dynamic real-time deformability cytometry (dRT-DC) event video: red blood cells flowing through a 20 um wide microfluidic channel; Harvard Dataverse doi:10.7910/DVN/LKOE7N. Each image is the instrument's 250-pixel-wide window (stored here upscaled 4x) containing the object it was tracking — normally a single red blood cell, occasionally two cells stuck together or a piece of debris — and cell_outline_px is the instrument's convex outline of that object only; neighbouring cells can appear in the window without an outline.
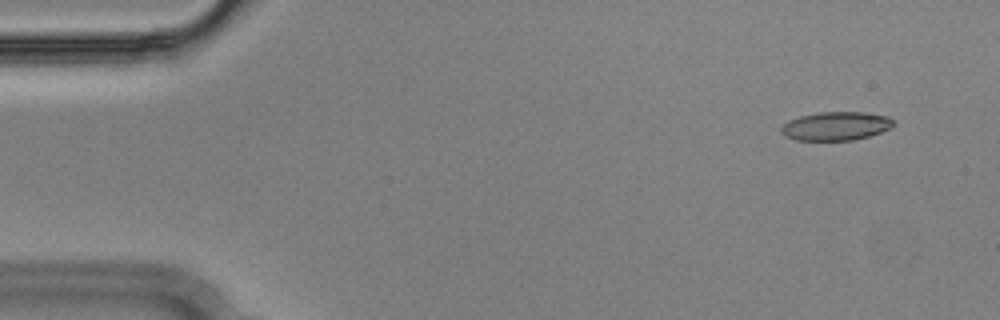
{"species": "Egyptian fruit bat (a non-hibernating species)", "species_latin": "Rousettus aegyptiacus", "temperature_condition": "cold", "stored_images_in_passage": 52, "camera_frame_rate_fps": 3000, "um_per_image_px": 0.085, "animal": {"sex": "male"}, "frame": {"image": 1, "passage_image": 1, "time_ms": 0.0, "image_size_px": [1000, 320], "cell_outline_px": [[892, 128], [868, 136], [852, 140], [796, 140], [784, 136], [780, 132], [780, 128], [784, 124], [800, 116], [820, 112], [864, 112], [888, 116], [892, 120]], "centroid_in_image_um": [71.04, 10.72], "position_along_channel_um": 14.0, "area_um2": 18.55}}
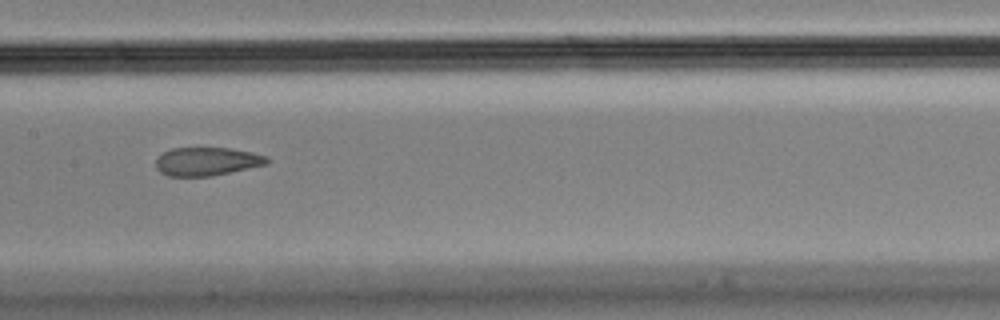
{"frame": {"image": 2, "passage_image": 24, "time_ms": 7.667, "image_size_px": [1000, 320], "cell_outline_px": [[268, 164], [212, 176], [168, 176], [160, 172], [156, 168], [156, 160], [164, 152], [172, 148], [232, 148], [252, 152], [268, 156]], "centroid_in_image_um": [17.61, 13.72], "position_along_channel_um": 189.8, "area_um2": 18.38}}
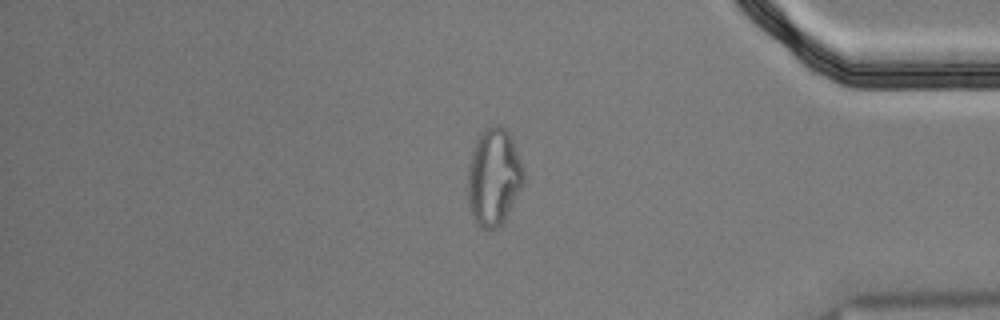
{"frame": {"image": 3, "passage_image": 43, "time_ms": 14.0, "image_size_px": [1000, 320], "cell_outline_px": [[524, 180], [504, 220], [496, 228], [480, 228], [476, 224], [468, 204], [468, 164], [472, 148], [476, 136], [484, 128], [492, 124], [500, 124], [508, 132], [512, 140], [520, 160], [524, 172]], "centroid_in_image_um": [41.92, 14.99], "position_along_channel_um": 393.3, "area_um2": 31.62}, "authors_computed_cell_mechanics": {"area_um2": 20.23, "velocity_mm_per_s": 3.6349, "shape_relaxation_time_tau1_ms": null, "shape_relaxation_time_tau2_ms": 1.8601, "deformation_change_tau1": null, "deformation_change_tau2": 0.0823}}